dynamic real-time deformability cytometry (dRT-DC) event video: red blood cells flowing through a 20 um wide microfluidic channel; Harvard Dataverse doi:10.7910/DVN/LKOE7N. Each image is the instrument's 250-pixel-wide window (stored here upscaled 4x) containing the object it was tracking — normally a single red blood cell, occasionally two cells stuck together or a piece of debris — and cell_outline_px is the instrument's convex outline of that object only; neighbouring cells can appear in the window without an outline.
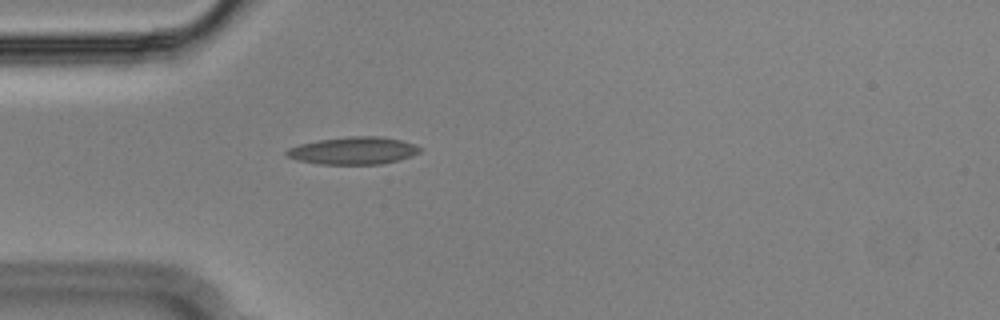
{"species": "Egyptian fruit bat (a non-hibernating species)", "species_latin": "Rousettus aegyptiacus", "temperature_condition": "cold", "stored_images_in_passage": 40, "segment_of_instrument_passage": [1, 2], "camera_frame_rate_fps": 3000, "um_per_image_px": 0.085, "animal": {"sex": "male"}, "frame": {"image": 1, "passage_image": 1, "time_ms": 0.0, "image_size_px": [1000, 320], "cell_outline_px": [[424, 148], [420, 152], [412, 156], [380, 164], [320, 164], [296, 160], [288, 156], [284, 152], [288, 148], [300, 144], [320, 140], [348, 136], [380, 136], [400, 140], [416, 144]], "centroid_in_image_um": [30.06, 12.8], "position_along_channel_um": 54.9, "area_um2": 21.33}}
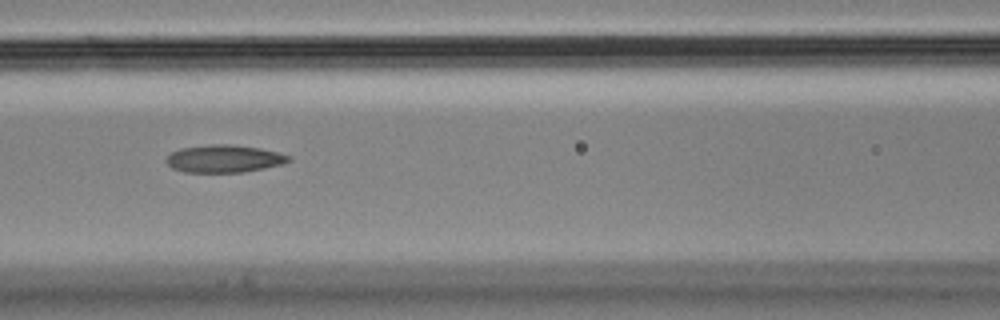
{"frame": {"image": 2, "passage_image": 9, "time_ms": 2.667, "image_size_px": [1000, 320], "cell_outline_px": [[292, 160], [284, 164], [264, 168], [240, 172], [184, 172], [172, 168], [164, 160], [172, 152], [180, 148], [208, 144], [232, 144], [260, 148], [292, 156]], "centroid_in_image_um": [19.06, 13.48], "position_along_channel_um": 147.5, "area_um2": 19.77}}
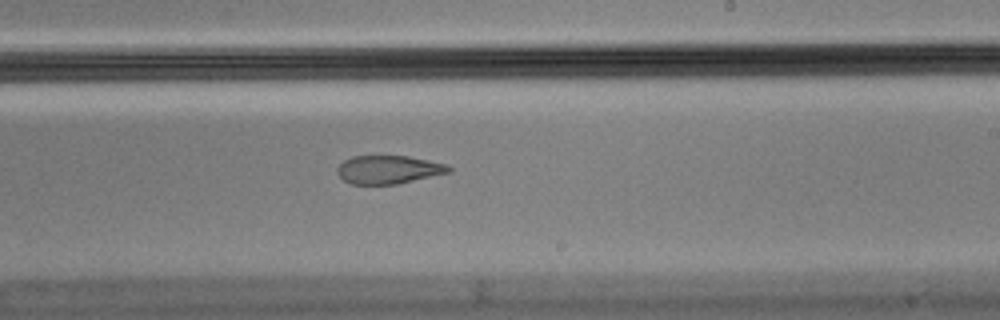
{"frame": {"image": 3, "passage_image": 18, "time_ms": 5.667, "image_size_px": [1000, 320], "cell_outline_px": [[452, 172], [396, 184], [352, 184], [344, 180], [336, 172], [336, 168], [344, 160], [352, 156], [408, 156], [448, 164], [452, 168]], "centroid_in_image_um": [33.04, 14.41], "position_along_channel_um": 256.0, "area_um2": 18.44}}